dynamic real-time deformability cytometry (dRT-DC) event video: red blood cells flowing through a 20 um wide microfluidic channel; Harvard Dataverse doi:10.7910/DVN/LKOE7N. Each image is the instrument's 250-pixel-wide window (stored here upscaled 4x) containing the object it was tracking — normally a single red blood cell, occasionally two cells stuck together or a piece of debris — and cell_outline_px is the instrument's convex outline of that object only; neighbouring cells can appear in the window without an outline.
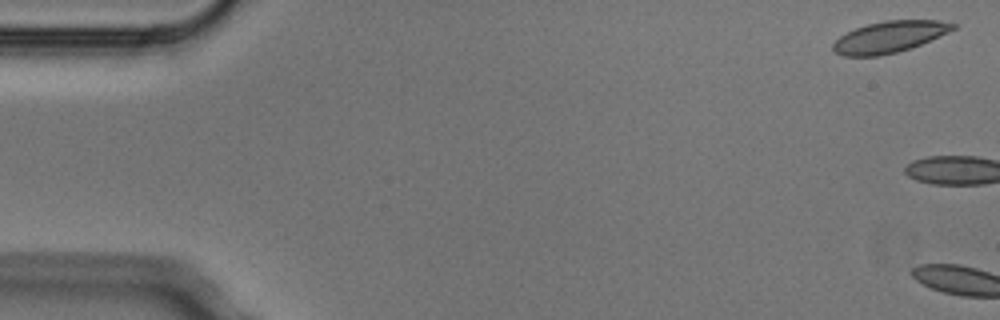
{"species": "Egyptian fruit bat (a non-hibernating species)", "species_latin": "Rousettus aegyptiacus", "temperature_condition": "cold", "stored_images_in_passage": 8, "camera_frame_rate_fps": 3000, "um_per_image_px": 0.085, "animal": {"sex": "male"}, "frame": {"image": 1, "passage_image": 1, "time_ms": 0.0, "image_size_px": [1000, 320], "cell_outline_px": [[956, 28], [948, 32], [912, 48], [880, 56], [844, 56], [836, 52], [832, 48], [832, 44], [840, 36], [856, 28], [868, 24], [884, 20], [940, 20], [956, 24]], "centroid_in_image_um": [75.61, 3.14], "position_along_channel_um": 9.4, "area_um2": 21.85}}